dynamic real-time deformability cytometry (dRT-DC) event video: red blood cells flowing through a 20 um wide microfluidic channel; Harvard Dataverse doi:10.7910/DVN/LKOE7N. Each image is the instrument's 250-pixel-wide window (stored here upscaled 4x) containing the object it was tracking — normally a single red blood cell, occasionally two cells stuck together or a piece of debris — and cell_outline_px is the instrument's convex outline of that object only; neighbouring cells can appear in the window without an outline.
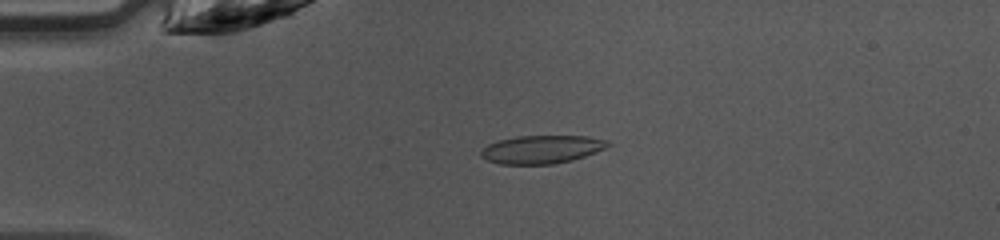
{"species": "common noctule bat (a hibernating species)", "species_latin": "Nyctalus noctula", "temperature_condition": "warm", "stored_images_in_passage": 47, "camera_frame_rate_fps": 3000, "um_per_image_px": 0.085, "animal": {"sex": "female", "body_mass_g": 10.0, "forearm_length_mm": 53.1}, "frame": {"image": 1, "passage_image": 11, "time_ms": 3.333, "image_size_px": [1000, 240], "cell_outline_px": [[612, 144], [596, 152], [572, 160], [552, 164], [500, 164], [488, 160], [480, 156], [480, 152], [488, 144], [500, 140], [516, 136], [588, 136], [608, 140]], "centroid_in_image_um": [46.06, 12.69], "position_along_channel_um": 38.9, "area_um2": 20.75}}
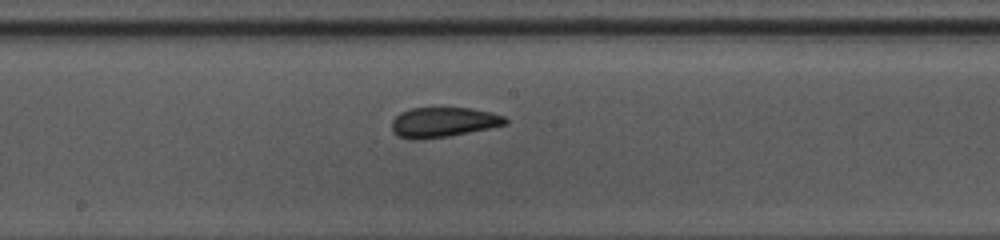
{"frame": {"image": 2, "passage_image": 25, "time_ms": 8.0, "image_size_px": [1000, 240], "cell_outline_px": [[508, 124], [448, 136], [416, 140], [412, 140], [400, 136], [392, 132], [392, 120], [400, 112], [408, 108], [468, 108], [492, 112], [504, 116], [508, 120]], "centroid_in_image_um": [37.66, 10.38], "position_along_channel_um": 210.5, "area_um2": 19.77}}
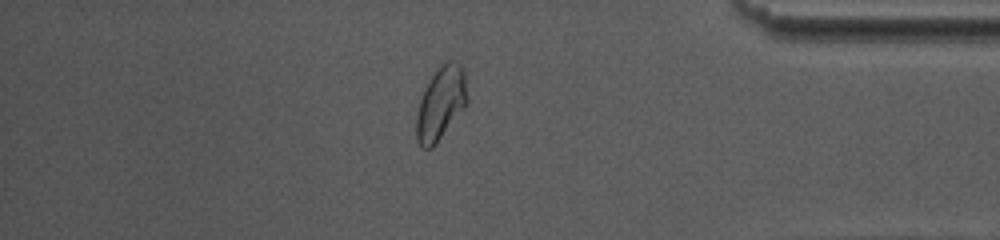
{"frame": {"image": 3, "passage_image": 40, "time_ms": 13.0, "image_size_px": [1000, 240], "cell_outline_px": [[468, 104], [436, 144], [432, 148], [424, 148], [420, 144], [416, 136], [416, 116], [420, 100], [424, 88], [440, 64], [444, 60], [456, 60], [464, 68], [468, 100]], "centroid_in_image_um": [37.5, 8.74], "position_along_channel_um": 397.7, "area_um2": 21.96}, "authors_computed_cell_mechanics": {"area_um2": 20.7502, "velocity_mm_per_s": 4.2616, "shape_relaxation_time_tau1_ms": 4.6378, "shape_relaxation_time_tau2_ms": 0.9695, "deformation_change_tau1": 0.1487, "deformation_change_tau2": 0.0739}}